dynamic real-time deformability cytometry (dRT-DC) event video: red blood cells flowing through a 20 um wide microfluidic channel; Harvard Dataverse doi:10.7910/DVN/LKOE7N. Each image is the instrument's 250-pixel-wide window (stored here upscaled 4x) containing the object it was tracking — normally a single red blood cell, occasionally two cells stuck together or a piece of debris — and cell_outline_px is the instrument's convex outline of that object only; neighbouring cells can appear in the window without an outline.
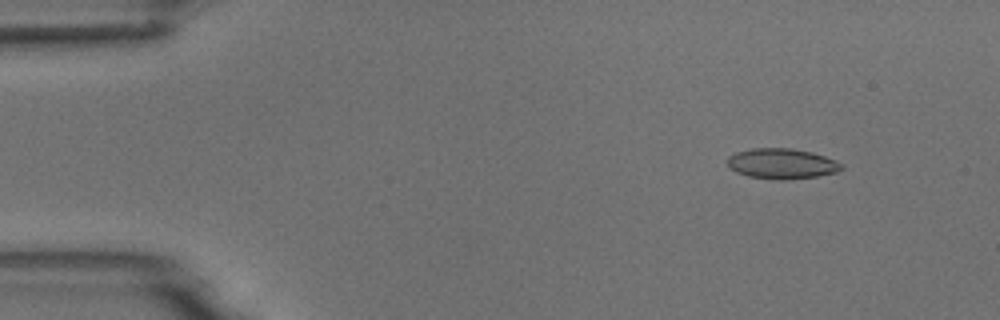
{"species": "common noctule bat (a hibernating species)", "species_latin": "Nyctalus noctula", "temperature_condition": "room temperature", "stored_images_in_passage": 4, "camera_frame_rate_fps": 3000, "um_per_image_px": 0.085, "animal": {"sex": "male", "body_mass_g": 18.8}, "frame": {"image": 1, "passage_image": 2, "time_ms": 1.0, "image_size_px": [1000, 320], "cell_outline_px": [[844, 168], [836, 172], [816, 176], [784, 180], [776, 180], [748, 176], [736, 172], [728, 168], [728, 156], [736, 152], [752, 148], [792, 148], [812, 152], [836, 160]], "centroid_in_image_um": [66.42, 13.91], "position_along_channel_um": 18.6, "area_um2": 20.23}}